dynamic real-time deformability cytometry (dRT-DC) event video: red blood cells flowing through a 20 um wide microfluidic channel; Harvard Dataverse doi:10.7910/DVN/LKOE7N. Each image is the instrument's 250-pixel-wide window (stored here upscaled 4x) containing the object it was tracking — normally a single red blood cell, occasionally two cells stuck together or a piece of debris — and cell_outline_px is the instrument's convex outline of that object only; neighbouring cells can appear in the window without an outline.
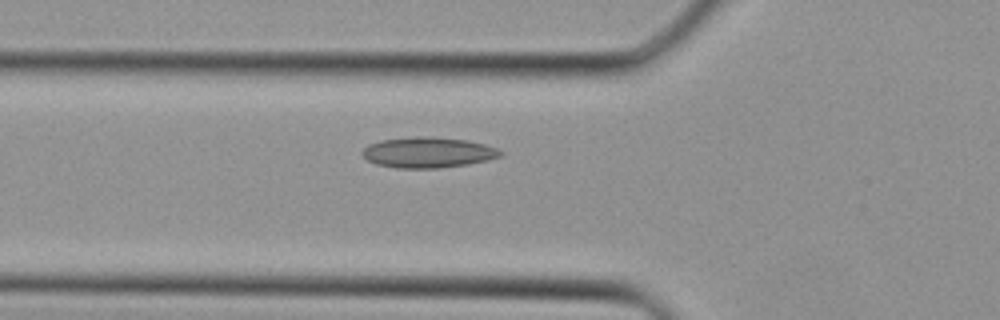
{"species": "Egyptian fruit bat (a non-hibernating species)", "species_latin": "Rousettus aegyptiacus", "temperature_condition": "cold", "stored_images_in_passage": 28, "camera_frame_rate_fps": 3000, "um_per_image_px": 0.085, "animal": {"sex": "female"}, "frame": {"image": 1, "passage_image": 6, "time_ms": 1.667, "image_size_px": [1000, 320], "cell_outline_px": [[504, 152], [500, 156], [488, 160], [468, 164], [440, 168], [396, 168], [376, 164], [368, 160], [360, 152], [368, 144], [380, 140], [416, 136], [428, 136], [468, 140], [484, 144], [496, 148]], "centroid_in_image_um": [36.37, 12.95], "position_along_channel_um": 89.4, "area_um2": 24.74}}
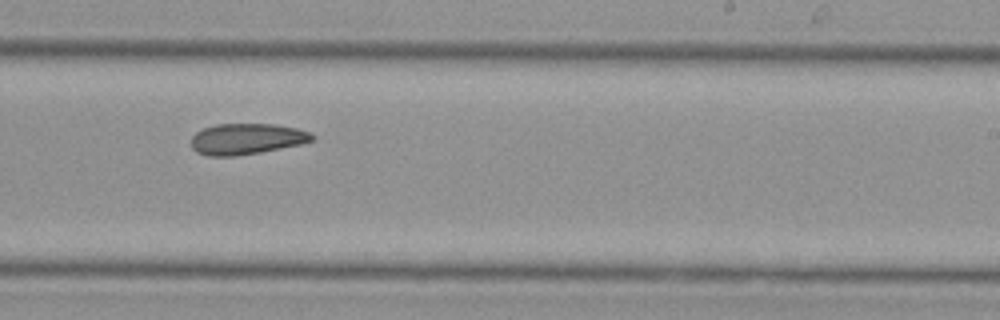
{"frame": {"image": 2, "passage_image": 16, "time_ms": 5.0, "image_size_px": [1000, 320], "cell_outline_px": [[316, 140], [300, 144], [260, 152], [236, 156], [208, 156], [196, 152], [192, 148], [192, 136], [196, 132], [204, 128], [216, 124], [272, 124], [296, 128], [312, 132], [316, 136]], "centroid_in_image_um": [20.99, 11.81], "position_along_channel_um": 268.0, "area_um2": 21.91}}
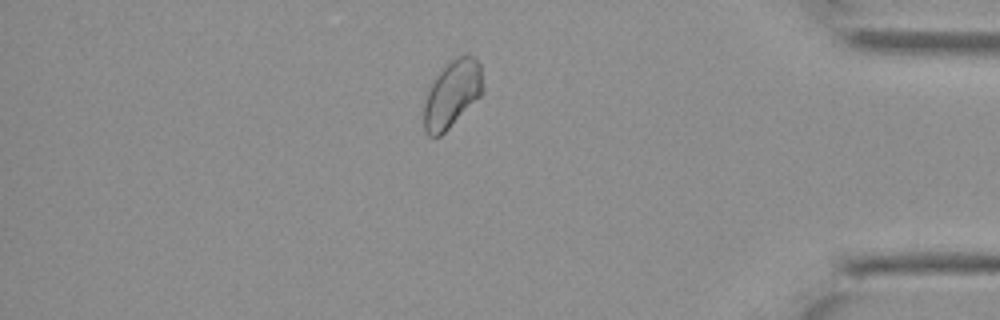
{"frame": {"image": 3, "passage_image": 25, "time_ms": 8.0, "image_size_px": [1000, 320], "cell_outline_px": [[484, 92], [440, 136], [428, 136], [424, 128], [424, 104], [428, 88], [436, 76], [456, 56], [472, 56], [480, 64], [484, 88]], "centroid_in_image_um": [38.43, 7.99], "position_along_channel_um": 396.8, "area_um2": 22.66}}